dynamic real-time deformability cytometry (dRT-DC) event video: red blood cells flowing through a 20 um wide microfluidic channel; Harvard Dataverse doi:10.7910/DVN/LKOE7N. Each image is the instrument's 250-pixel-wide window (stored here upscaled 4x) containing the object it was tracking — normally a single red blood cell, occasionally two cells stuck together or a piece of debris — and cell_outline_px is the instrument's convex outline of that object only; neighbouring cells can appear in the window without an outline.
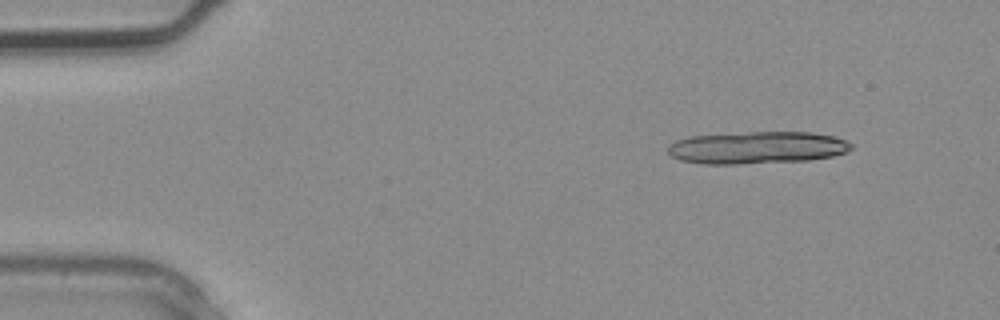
{"species": "common noctule bat (a hibernating species)", "species_latin": "Nyctalus noctula", "temperature_condition": "warm", "stored_images_in_passage": 3, "camera_frame_rate_fps": 3000, "um_per_image_px": 0.085, "animal": {"sex": "male", "body_mass_g": 20.4}, "frame": {"image": 1, "passage_image": 1, "time_ms": 0.0, "image_size_px": [1000, 320], "cell_outline_px": [[852, 148], [844, 152], [832, 156], [808, 160], [736, 164], [704, 164], [680, 160], [672, 156], [668, 152], [668, 144], [676, 140], [692, 136], [748, 132], [812, 132], [832, 136], [844, 140], [852, 144]], "centroid_in_image_um": [64.32, 12.55], "position_along_channel_um": 20.7, "area_um2": 34.33}}